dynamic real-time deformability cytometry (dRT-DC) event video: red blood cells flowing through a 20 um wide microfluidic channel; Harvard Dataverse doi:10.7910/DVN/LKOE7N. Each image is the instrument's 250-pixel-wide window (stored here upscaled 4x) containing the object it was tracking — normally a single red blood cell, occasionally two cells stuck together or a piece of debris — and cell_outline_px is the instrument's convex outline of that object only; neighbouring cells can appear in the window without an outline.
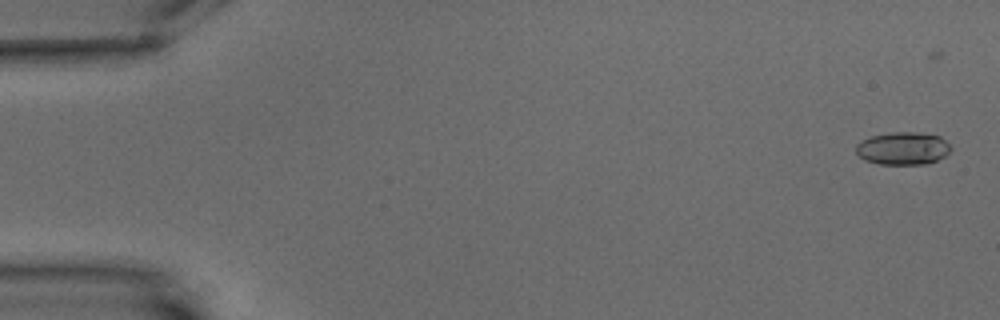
{"species": "common noctule bat (a hibernating species)", "species_latin": "Nyctalus noctula", "temperature_condition": "warm", "stored_images_in_passage": 4, "camera_frame_rate_fps": 3000, "um_per_image_px": 0.085, "animal": {"sex": "male", "body_mass_g": 15.6}, "frame": {"image": 1, "passage_image": 1, "time_ms": 0.0, "image_size_px": [1000, 320], "cell_outline_px": [[952, 148], [944, 156], [928, 164], [880, 164], [864, 160], [856, 152], [856, 144], [860, 140], [872, 136], [892, 132], [920, 132], [940, 136]], "centroid_in_image_um": [76.73, 12.61], "position_along_channel_um": 8.3, "area_um2": 18.09}}